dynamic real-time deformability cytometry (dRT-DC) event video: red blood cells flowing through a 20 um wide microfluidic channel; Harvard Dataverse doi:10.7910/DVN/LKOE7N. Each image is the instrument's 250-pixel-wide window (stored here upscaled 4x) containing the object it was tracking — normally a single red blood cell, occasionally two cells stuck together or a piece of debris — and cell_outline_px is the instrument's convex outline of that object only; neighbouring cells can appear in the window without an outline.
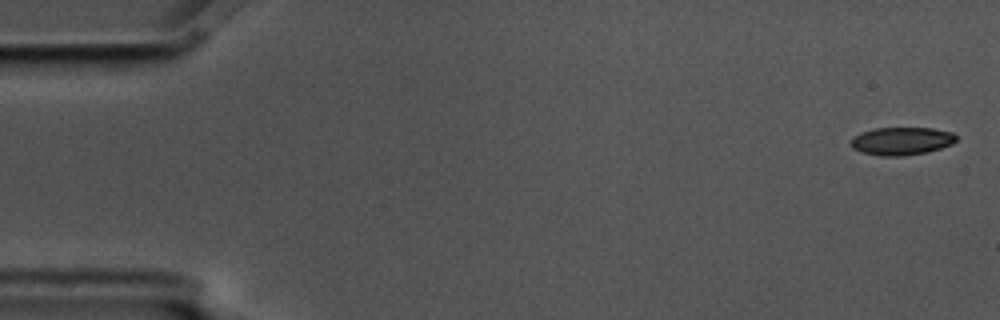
{"species": "common noctule bat (a hibernating species)", "species_latin": "Nyctalus noctula", "temperature_condition": "cold", "stored_images_in_passage": 11, "camera_frame_rate_fps": 3000, "um_per_image_px": 0.085, "animal": {"sex": "male", "body_mass_g": 17.5, "forearm_length_mm": 52.3}, "frame": {"image": 1, "passage_image": 1, "time_ms": 0.0, "image_size_px": [1000, 320], "cell_outline_px": [[956, 140], [952, 144], [928, 152], [904, 156], [880, 156], [864, 152], [852, 148], [852, 136], [860, 132], [876, 128], [932, 128], [952, 132], [956, 136]], "centroid_in_image_um": [76.64, 11.99], "position_along_channel_um": 8.4, "area_um2": 17.11}}
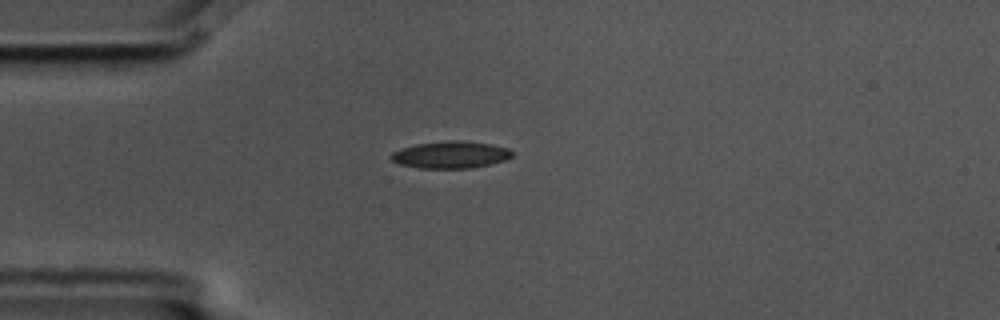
{"frame": {"image": 2, "passage_image": 4, "time_ms": 1.0, "image_size_px": [1000, 320], "cell_outline_px": [[512, 156], [504, 160], [472, 168], [420, 168], [400, 164], [392, 160], [388, 156], [392, 152], [400, 148], [416, 144], [456, 140], [460, 140], [492, 144], [508, 148], [512, 152]], "centroid_in_image_um": [38.27, 13.15], "position_along_channel_um": 46.7, "area_um2": 18.96}}
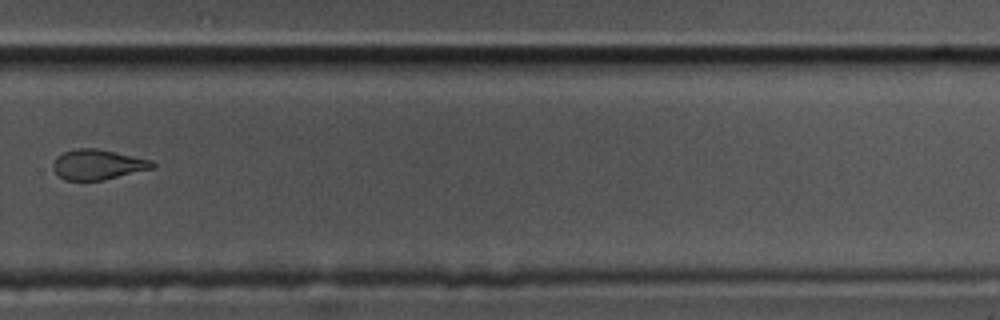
{"frame": {"image": 3, "passage_image": 11, "time_ms": 3.333, "image_size_px": [1000, 320], "cell_outline_px": [[156, 168], [104, 180], [64, 180], [52, 168], [52, 164], [56, 156], [64, 152], [76, 148], [96, 148], [152, 160], [156, 164]], "centroid_in_image_um": [8.33, 13.99], "position_along_channel_um": 321.5, "area_um2": 17.57}}